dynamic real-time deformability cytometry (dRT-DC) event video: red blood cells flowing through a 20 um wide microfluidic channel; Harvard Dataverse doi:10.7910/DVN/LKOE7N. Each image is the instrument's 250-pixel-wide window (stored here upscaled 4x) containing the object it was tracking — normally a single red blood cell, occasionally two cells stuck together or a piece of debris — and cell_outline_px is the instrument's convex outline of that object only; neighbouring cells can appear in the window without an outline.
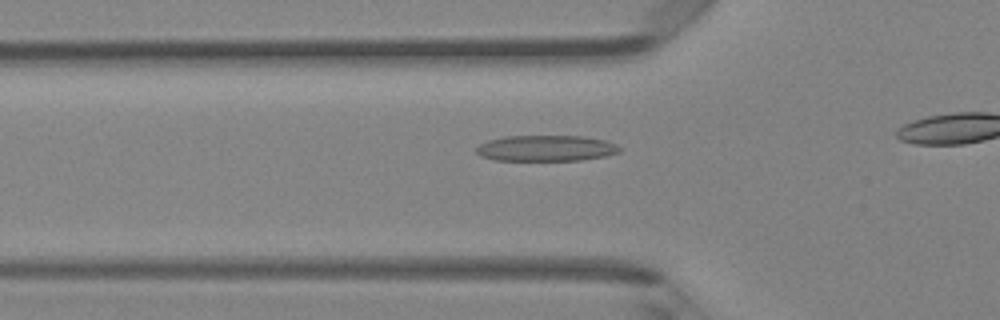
{"species": "Egyptian fruit bat (a non-hibernating species)", "species_latin": "Rousettus aegyptiacus", "temperature_condition": "room temperature", "stored_images_in_passage": 31, "camera_frame_rate_fps": 3000, "um_per_image_px": 0.085, "animal": {"sex": "female"}, "frame": {"image": 1, "passage_image": 12, "time_ms": 3.667, "image_size_px": [1000, 320], "cell_outline_px": [[620, 152], [604, 156], [580, 160], [492, 160], [480, 156], [476, 152], [476, 148], [480, 144], [488, 140], [504, 136], [584, 136], [604, 140], [616, 144], [620, 148]], "centroid_in_image_um": [46.38, 12.6], "position_along_channel_um": 79.4, "area_um2": 21.62}}
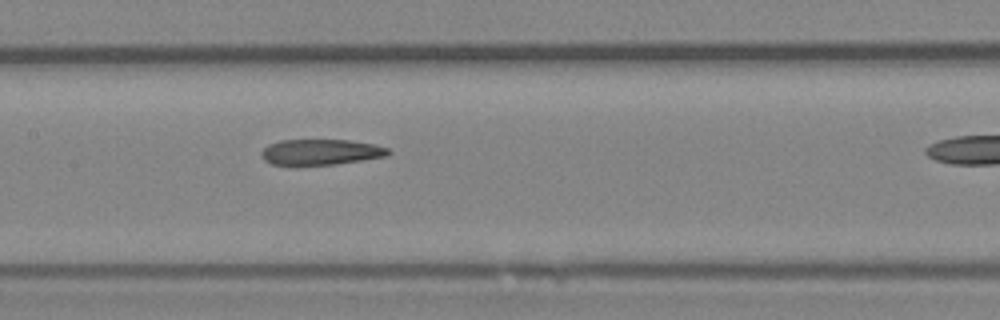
{"frame": {"image": 2, "passage_image": 19, "time_ms": 6.0, "image_size_px": [1000, 320], "cell_outline_px": [[392, 152], [388, 156], [336, 164], [288, 168], [272, 164], [264, 160], [260, 156], [260, 152], [268, 144], [280, 140], [348, 140], [376, 144], [388, 148]], "centroid_in_image_um": [27.2, 12.96], "position_along_channel_um": 180.2, "area_um2": 19.88}}
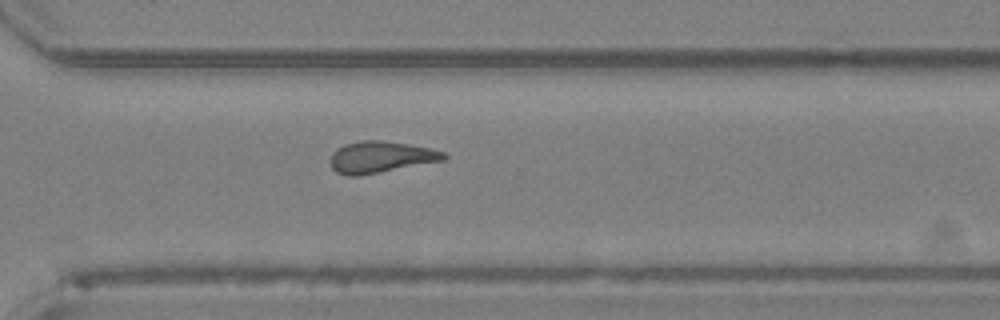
{"frame": {"image": 3, "passage_image": 30, "time_ms": 9.667, "image_size_px": [1000, 320], "cell_outline_px": [[448, 156], [444, 160], [360, 176], [348, 176], [336, 172], [332, 168], [328, 160], [332, 152], [336, 148], [344, 144], [360, 140], [380, 140], [408, 144], [428, 148], [444, 152]], "centroid_in_image_um": [32.29, 13.35], "position_along_channel_um": 338.3, "area_um2": 20.98}}